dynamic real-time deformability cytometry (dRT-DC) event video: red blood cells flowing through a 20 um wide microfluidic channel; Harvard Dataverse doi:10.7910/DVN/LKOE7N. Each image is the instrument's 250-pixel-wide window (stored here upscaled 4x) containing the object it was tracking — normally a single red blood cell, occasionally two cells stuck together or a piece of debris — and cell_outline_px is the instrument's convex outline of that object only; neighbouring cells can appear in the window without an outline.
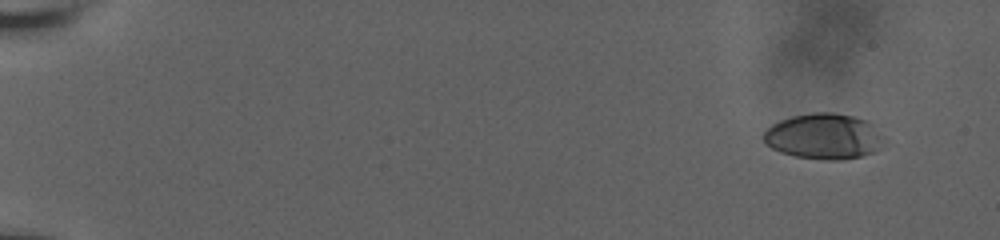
{"species": "human", "species_latin": "Homo sapiens", "temperature_condition": "room temperature", "stored_images_in_passage": 7, "camera_frame_rate_fps": 3000, "um_per_image_px": 0.085, "donor": {"sex": "male"}, "frame": {"image": 1, "passage_image": 1, "time_ms": 0.0, "image_size_px": [1000, 240], "cell_outline_px": [[884, 136], [880, 148], [876, 152], [860, 156], [840, 160], [824, 160], [796, 156], [780, 152], [772, 148], [764, 140], [764, 132], [772, 124], [780, 120], [792, 116], [812, 112], [832, 112], [852, 116], [868, 120]], "centroid_in_image_um": [70.05, 11.58], "position_along_channel_um": 14.9, "area_um2": 32.08}}
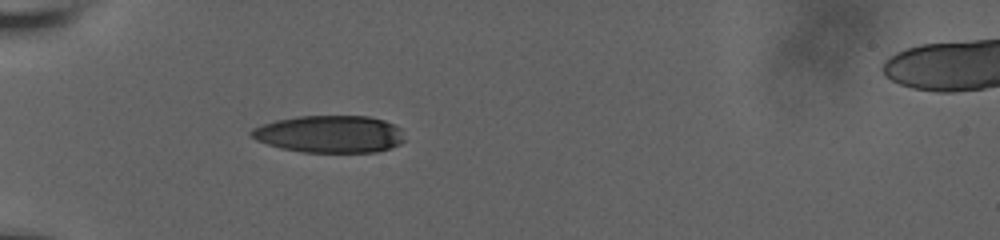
{"frame": {"image": 2, "passage_image": 7, "time_ms": 2.0, "image_size_px": [1000, 240], "cell_outline_px": [[404, 140], [400, 144], [376, 152], [304, 152], [280, 148], [256, 140], [248, 136], [248, 132], [252, 128], [260, 124], [276, 120], [296, 116], [368, 116], [384, 120], [400, 128]], "centroid_in_image_um": [27.96, 11.39], "position_along_channel_um": 57.0, "area_um2": 33.41}}